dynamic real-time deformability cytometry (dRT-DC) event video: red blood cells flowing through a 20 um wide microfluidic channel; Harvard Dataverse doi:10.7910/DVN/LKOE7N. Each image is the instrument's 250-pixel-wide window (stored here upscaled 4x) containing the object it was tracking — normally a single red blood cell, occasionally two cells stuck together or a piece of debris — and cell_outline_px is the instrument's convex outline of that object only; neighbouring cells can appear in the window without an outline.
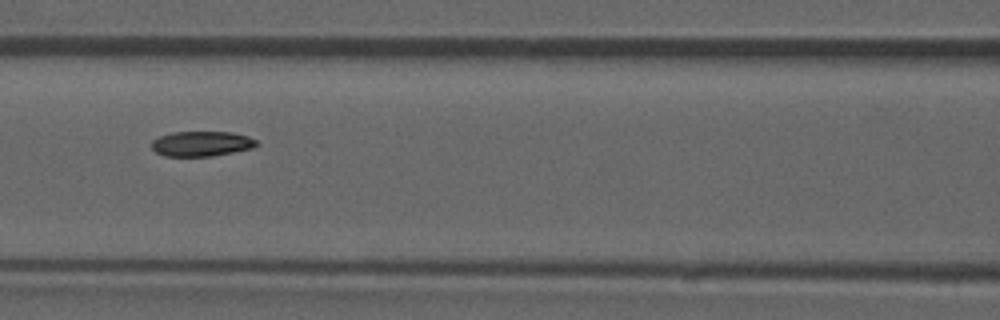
{"species": "common noctule bat (a hibernating species)", "species_latin": "Nyctalus noctula", "temperature_condition": "room temperature", "stored_images_in_passage": 54, "camera_frame_rate_fps": 3000, "um_per_image_px": 0.085, "animal": {"sex": "male", "forearm_length_mm": 52.5}, "frame": {"image": 1, "passage_image": 24, "time_ms": 7.667, "image_size_px": [1000, 320], "cell_outline_px": [[260, 144], [252, 148], [212, 156], [164, 156], [156, 152], [152, 148], [152, 140], [160, 136], [172, 132], [232, 132], [248, 136], [256, 140]], "centroid_in_image_um": [17.14, 12.21], "position_along_channel_um": 149.5, "area_um2": 15.32}, "authors_computed_cell_mechanics": {"area_um2": 16.184, "velocity_mm_per_s": 3.8488, "shape_relaxation_time_tau1_ms": 9.9995, "shape_relaxation_time_tau2_ms": 5.0479, "deformation_change_tau1": 0.1891, "deformation_change_tau2": 0.0922}}